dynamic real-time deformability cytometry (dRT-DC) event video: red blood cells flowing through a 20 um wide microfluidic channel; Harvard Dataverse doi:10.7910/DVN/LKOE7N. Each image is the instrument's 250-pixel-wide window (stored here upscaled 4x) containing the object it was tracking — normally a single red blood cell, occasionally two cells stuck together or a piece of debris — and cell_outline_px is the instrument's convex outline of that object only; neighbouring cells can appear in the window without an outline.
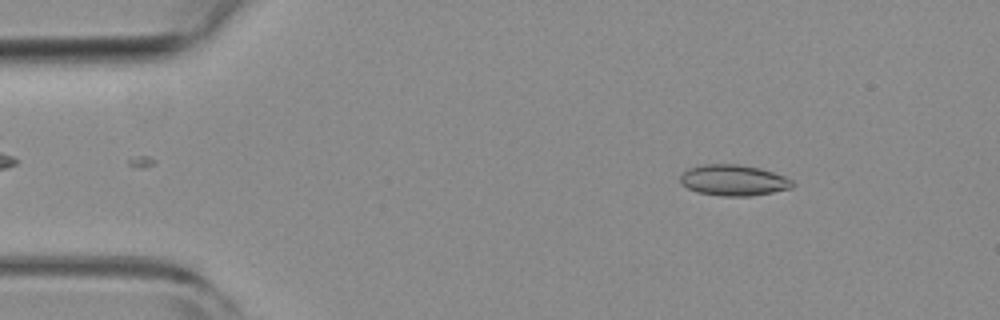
{"species": "common noctule bat (a hibernating species)", "species_latin": "Nyctalus noctula", "temperature_condition": "room temperature", "stored_images_in_passage": 53, "camera_frame_rate_fps": 3000, "um_per_image_px": 0.085, "animal": {"sex": "female", "body_mass_g": 19.3, "forearm_length_mm": 54.1}, "frame": {"image": 1, "passage_image": 7, "time_ms": 2.0, "image_size_px": [1000, 320], "cell_outline_px": [[792, 188], [752, 196], [720, 196], [696, 192], [680, 184], [680, 176], [688, 168], [704, 164], [740, 164], [760, 168], [784, 176], [792, 180]], "centroid_in_image_um": [62.32, 15.32], "position_along_channel_um": 22.7, "area_um2": 20.29}}
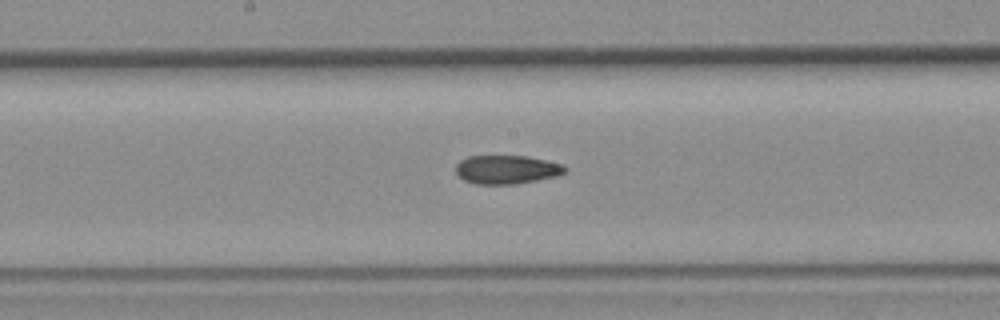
{"frame": {"image": 2, "passage_image": 27, "time_ms": 8.667, "image_size_px": [1000, 320], "cell_outline_px": [[568, 172], [556, 176], [516, 184], [476, 184], [464, 180], [456, 172], [456, 164], [460, 160], [468, 156], [528, 156], [564, 164], [568, 168]], "centroid_in_image_um": [43.11, 14.4], "position_along_channel_um": 205.1, "area_um2": 18.38}}
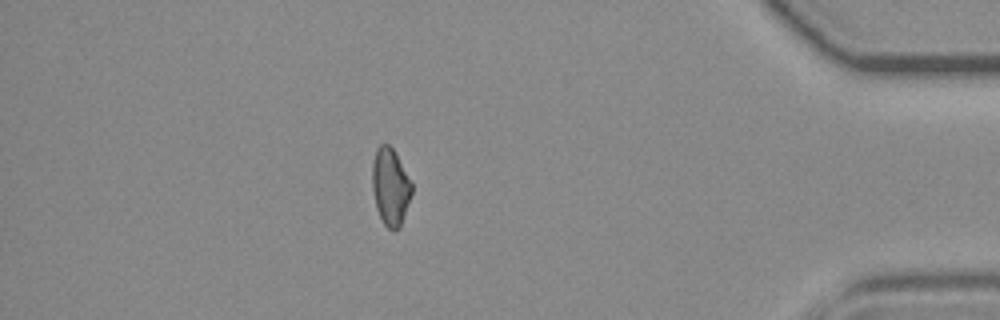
{"frame": {"image": 3, "passage_image": 46, "time_ms": 15.0, "image_size_px": [1000, 320], "cell_outline_px": [[412, 192], [400, 228], [388, 228], [384, 224], [376, 208], [372, 188], [372, 164], [376, 148], [380, 144], [388, 144], [396, 152], [412, 180]], "centroid_in_image_um": [33.19, 15.82], "position_along_channel_um": 402.0, "area_um2": 17.92}, "authors_computed_cell_mechanics": {"area_um2": 18.7272, "velocity_mm_per_s": 3.8443, "shape_relaxation_time_tau1_ms": null, "shape_relaxation_time_tau2_ms": 2.3489, "deformation_change_tau1": null, "deformation_change_tau2": 0.0757}}